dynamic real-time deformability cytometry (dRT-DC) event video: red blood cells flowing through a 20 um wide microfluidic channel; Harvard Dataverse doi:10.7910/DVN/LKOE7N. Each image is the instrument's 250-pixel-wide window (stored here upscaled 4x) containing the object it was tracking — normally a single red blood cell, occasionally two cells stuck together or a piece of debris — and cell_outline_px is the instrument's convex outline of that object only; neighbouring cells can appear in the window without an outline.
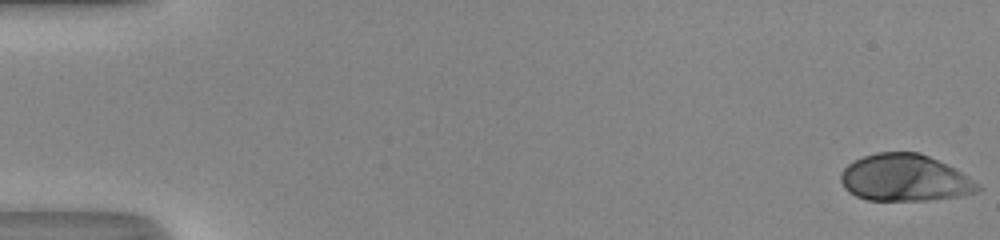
{"species": "human", "species_latin": "Homo sapiens", "temperature_condition": "room temperature", "stored_images_in_passage": 51, "camera_frame_rate_fps": 3000, "um_per_image_px": 0.085, "donor": {"sex": "male"}, "frame": {"image": 1, "passage_image": 1, "time_ms": 0.0, "image_size_px": [1000, 240], "cell_outline_px": [[984, 188], [980, 192], [956, 196], [928, 200], [868, 200], [856, 196], [848, 192], [844, 188], [840, 180], [840, 176], [844, 168], [848, 164], [864, 156], [876, 152], [920, 152], [960, 172], [980, 184]], "centroid_in_image_um": [76.89, 15.13], "position_along_channel_um": 8.1, "area_um2": 37.22}}
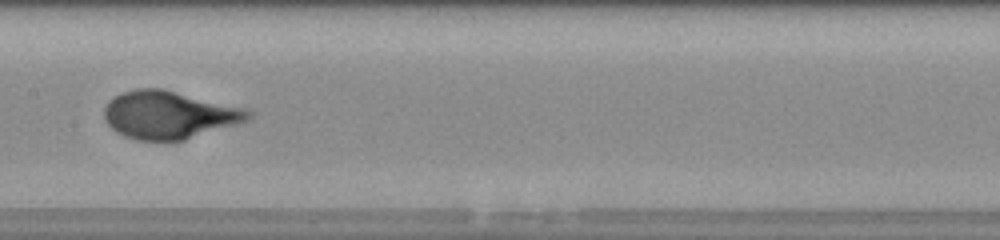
{"frame": {"image": 2, "passage_image": 27, "time_ms": 8.667, "image_size_px": [1000, 240], "cell_outline_px": [[252, 116], [248, 120], [236, 124], [184, 140], [136, 140], [124, 136], [116, 132], [104, 120], [104, 108], [108, 100], [120, 92], [136, 88], [160, 88], [248, 108], [252, 112]], "centroid_in_image_um": [14.35, 9.75], "position_along_channel_um": 193.0, "area_um2": 40.29}}
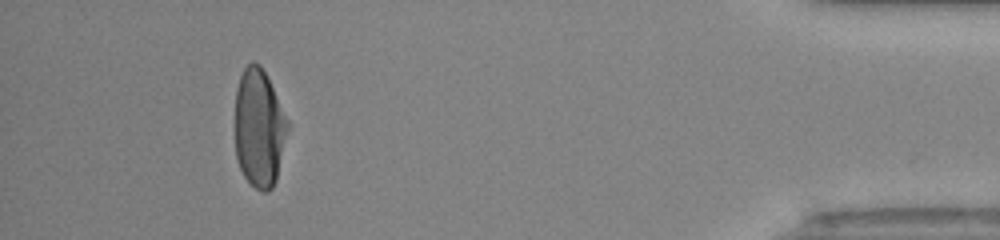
{"frame": {"image": 3, "passage_image": 47, "time_ms": 15.333, "image_size_px": [1000, 240], "cell_outline_px": [[288, 128], [276, 180], [272, 188], [268, 192], [260, 192], [244, 176], [240, 168], [236, 156], [236, 88], [240, 76], [244, 68], [252, 60], [260, 64], [288, 120]], "centroid_in_image_um": [22.02, 10.9], "position_along_channel_um": 413.2, "area_um2": 35.84}, "authors_computed_cell_mechanics": {"area_um2": 37.7434, "velocity_mm_per_s": 4.1986, "shape_relaxation_time_tau1_ms": 3.9024, "shape_relaxation_time_tau2_ms": null, "deformation_change_tau1": 0.2214, "deformation_change_tau2": null}}